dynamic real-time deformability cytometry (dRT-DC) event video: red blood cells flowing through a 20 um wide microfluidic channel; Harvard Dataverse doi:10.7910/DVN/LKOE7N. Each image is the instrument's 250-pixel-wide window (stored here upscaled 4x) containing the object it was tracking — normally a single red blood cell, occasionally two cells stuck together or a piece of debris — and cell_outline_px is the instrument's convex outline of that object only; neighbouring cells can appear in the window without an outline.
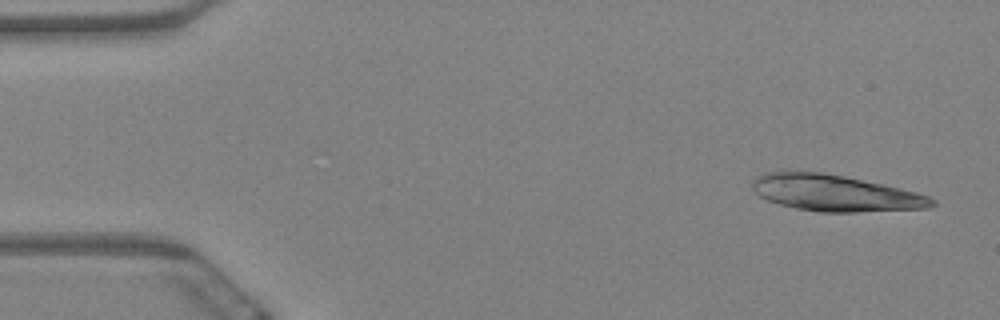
{"species": "Egyptian fruit bat (a non-hibernating species)", "species_latin": "Rousettus aegyptiacus", "temperature_condition": "warm", "stored_images_in_passage": 11, "segment_of_instrument_passage": [1, 2], "camera_frame_rate_fps": 3000, "um_per_image_px": 0.085, "animal": {"sex": "female"}, "frame": {"image": 1, "passage_image": 1, "time_ms": 0.0, "image_size_px": [1000, 320], "cell_outline_px": [[936, 204], [928, 208], [856, 212], [820, 212], [796, 208], [780, 204], [768, 200], [760, 196], [752, 188], [752, 180], [756, 176], [768, 172], [784, 168], [820, 172], [844, 176], [900, 188], [916, 192], [928, 196], [936, 200]], "centroid_in_image_um": [70.92, 16.38], "position_along_channel_um": 14.1, "area_um2": 38.44}}